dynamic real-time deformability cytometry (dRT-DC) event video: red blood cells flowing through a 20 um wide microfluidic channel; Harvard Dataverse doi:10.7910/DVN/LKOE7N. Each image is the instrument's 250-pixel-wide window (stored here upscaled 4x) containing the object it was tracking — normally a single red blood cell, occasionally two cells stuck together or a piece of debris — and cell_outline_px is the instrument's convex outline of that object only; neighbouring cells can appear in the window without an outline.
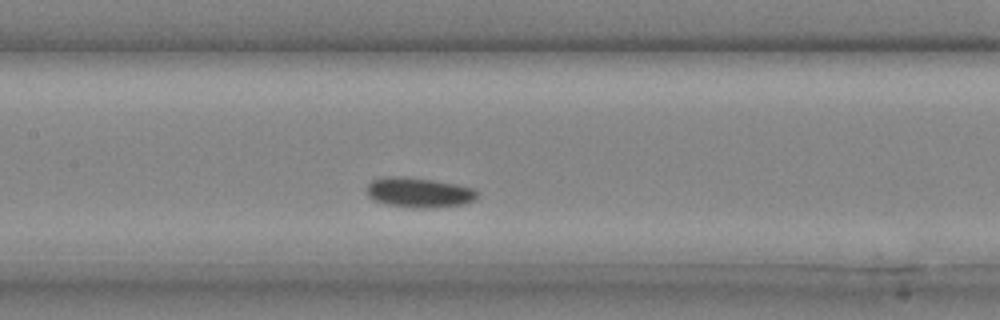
{"species": "common noctule bat (a hibernating species)", "species_latin": "Nyctalus noctula", "temperature_condition": "cold", "stored_images_in_passage": 20, "camera_frame_rate_fps": 3000, "um_per_image_px": 0.085, "animal": {"sex": "male", "body_mass_g": 20.4}, "frame": {"image": 1, "passage_image": 6, "time_ms": 1.667, "image_size_px": [1000, 320], "cell_outline_px": [[480, 192], [476, 200], [464, 204], [428, 208], [412, 208], [388, 204], [372, 200], [368, 196], [368, 184], [372, 180], [388, 176], [404, 176], [432, 180], [456, 184], [472, 188]], "centroid_in_image_um": [35.64, 16.36], "position_along_channel_um": 171.8, "area_um2": 19.36}}
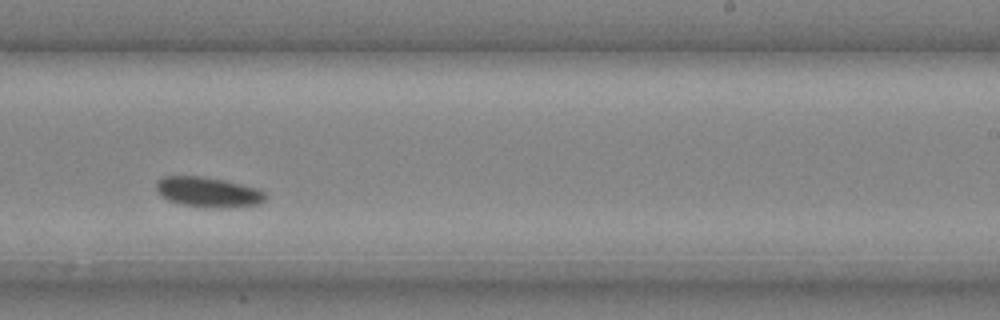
{"frame": {"image": 2, "passage_image": 11, "time_ms": 3.333, "image_size_px": [1000, 320], "cell_outline_px": [[268, 196], [260, 204], [228, 208], [204, 208], [180, 204], [168, 200], [160, 196], [156, 188], [156, 184], [164, 176], [200, 176], [224, 180], [256, 188], [264, 192]], "centroid_in_image_um": [17.7, 16.35], "position_along_channel_um": 271.3, "area_um2": 19.31}}
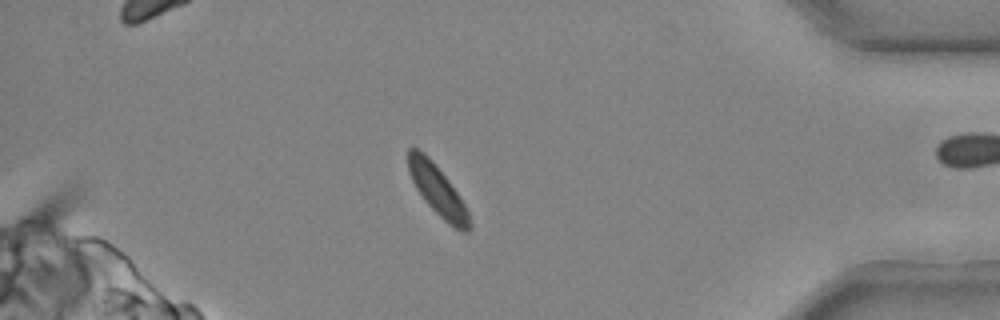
{"frame": {"image": 3, "passage_image": 19, "time_ms": 6.0, "image_size_px": [1000, 320], "cell_outline_px": [[472, 228], [468, 232], [464, 232], [448, 224], [424, 200], [416, 188], [408, 172], [408, 148], [412, 144], [424, 152], [432, 160], [448, 180], [464, 204], [468, 212], [472, 224]], "centroid_in_image_um": [37.17, 16.15], "position_along_channel_um": 398.0, "area_um2": 17.86}}